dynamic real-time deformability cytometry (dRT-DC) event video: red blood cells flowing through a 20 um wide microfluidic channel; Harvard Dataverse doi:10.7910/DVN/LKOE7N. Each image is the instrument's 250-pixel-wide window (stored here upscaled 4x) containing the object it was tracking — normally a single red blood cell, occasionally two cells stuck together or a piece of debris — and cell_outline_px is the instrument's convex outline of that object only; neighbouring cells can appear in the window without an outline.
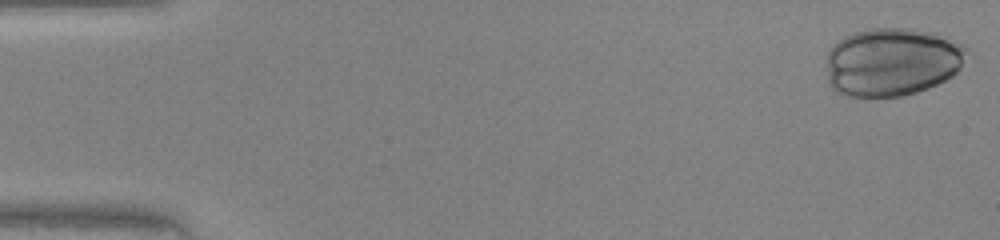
{"species": "human", "species_latin": "Homo sapiens", "temperature_condition": "warm", "stored_images_in_passage": 38, "camera_frame_rate_fps": 3000, "um_per_image_px": 0.085, "donor": {"sex": "female"}, "frame": {"image": 1, "passage_image": 1, "time_ms": 0.0, "image_size_px": [1000, 240], "cell_outline_px": [[968, 52], [960, 68], [952, 76], [928, 88], [916, 92], [900, 96], [848, 96], [836, 92], [828, 84], [828, 52], [832, 44], [844, 36], [856, 32], [872, 28], [912, 28], [936, 32], [948, 36], [964, 44], [968, 48]], "centroid_in_image_um": [75.86, 5.23], "position_along_channel_um": 9.1, "area_um2": 56.36}}
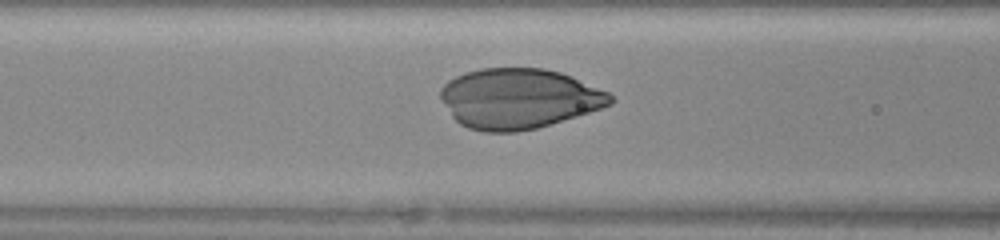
{"frame": {"image": 2, "passage_image": 19, "time_ms": 6.0, "image_size_px": [1000, 240], "cell_outline_px": [[616, 100], [612, 104], [576, 116], [536, 128], [516, 132], [484, 132], [468, 128], [460, 124], [452, 116], [440, 96], [440, 88], [448, 80], [464, 72], [480, 68], [544, 68], [560, 72], [608, 92]], "centroid_in_image_um": [44.07, 8.37], "position_along_channel_um": 122.5, "area_um2": 59.3}}
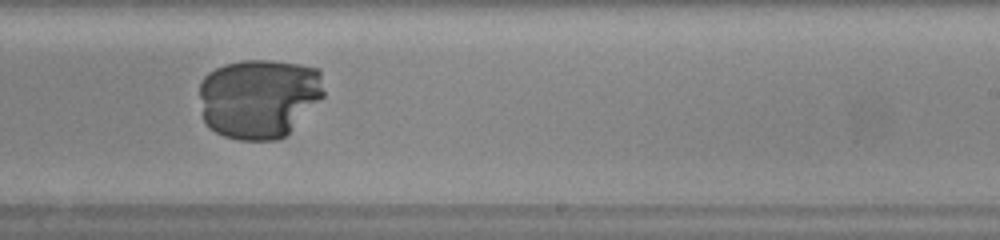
{"frame": {"image": 3, "passage_image": 29, "time_ms": 9.333, "image_size_px": [1000, 240], "cell_outline_px": [[324, 96], [284, 136], [276, 140], [236, 140], [224, 136], [216, 132], [204, 120], [200, 96], [200, 84], [204, 76], [208, 72], [224, 64], [244, 60], [268, 60], [300, 64], [320, 68], [324, 92]], "centroid_in_image_um": [22.02, 8.33], "position_along_channel_um": 267.0, "area_um2": 57.86}}